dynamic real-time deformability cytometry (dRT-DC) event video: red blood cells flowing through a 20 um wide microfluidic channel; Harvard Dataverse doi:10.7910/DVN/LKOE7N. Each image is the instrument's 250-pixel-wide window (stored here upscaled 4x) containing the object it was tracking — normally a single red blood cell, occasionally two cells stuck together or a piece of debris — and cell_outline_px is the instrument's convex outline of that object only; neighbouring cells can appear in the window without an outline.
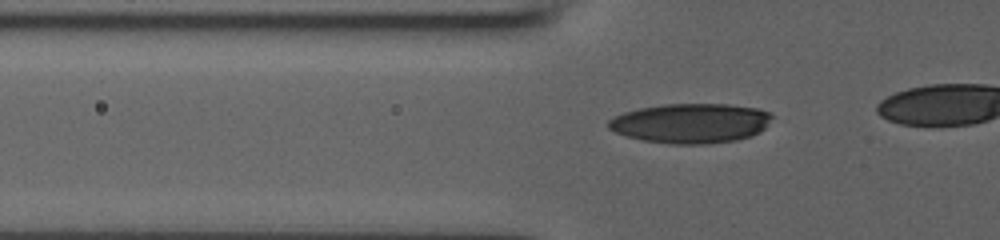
{"species": "human", "species_latin": "Homo sapiens", "temperature_condition": "room temperature", "stored_images_in_passage": 29, "camera_frame_rate_fps": 3000, "um_per_image_px": 0.085, "donor": {"sex": "male"}, "frame": {"image": 1, "passage_image": 17, "time_ms": 5.333, "image_size_px": [1000, 240], "cell_outline_px": [[772, 116], [764, 128], [760, 132], [752, 136], [736, 140], [704, 144], [668, 144], [640, 140], [616, 132], [608, 128], [608, 120], [624, 112], [640, 108], [664, 104], [728, 104], [756, 108], [768, 112]], "centroid_in_image_um": [58.7, 10.48], "position_along_channel_um": 67.1, "area_um2": 37.74}}
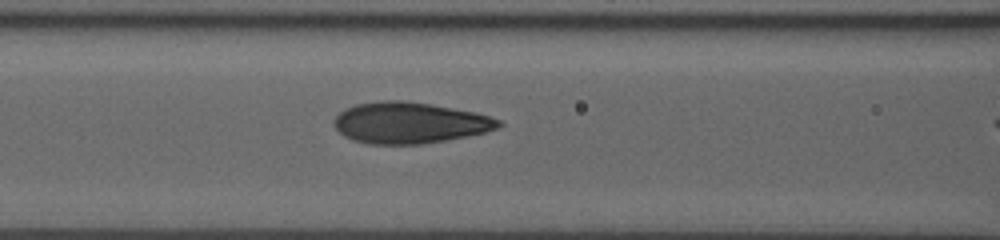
{"frame": {"image": 2, "passage_image": 22, "time_ms": 7.0, "image_size_px": [1000, 240], "cell_outline_px": [[504, 124], [500, 128], [468, 136], [448, 140], [420, 144], [368, 144], [352, 140], [344, 136], [332, 124], [332, 120], [344, 108], [356, 104], [380, 100], [404, 100], [432, 104], [476, 112], [500, 120]], "centroid_in_image_um": [34.81, 10.43], "position_along_channel_um": 131.8, "area_um2": 39.88}}
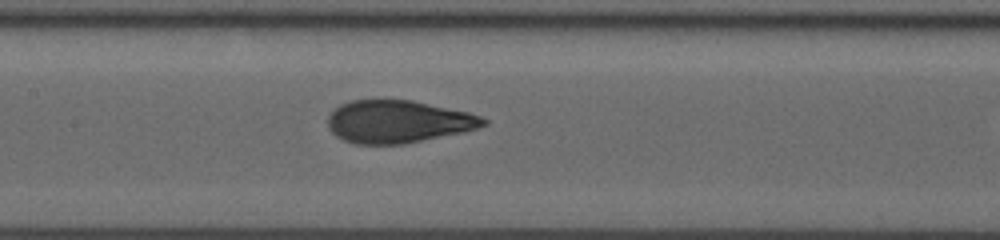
{"frame": {"image": 3, "passage_image": 25, "time_ms": 8.0, "image_size_px": [1000, 240], "cell_outline_px": [[488, 124], [464, 132], [404, 144], [356, 144], [344, 140], [336, 136], [328, 128], [328, 116], [340, 104], [352, 100], [380, 96], [384, 96], [412, 100], [468, 112], [480, 116], [488, 120]], "centroid_in_image_um": [33.81, 10.3], "position_along_channel_um": 173.6, "area_um2": 39.48}}